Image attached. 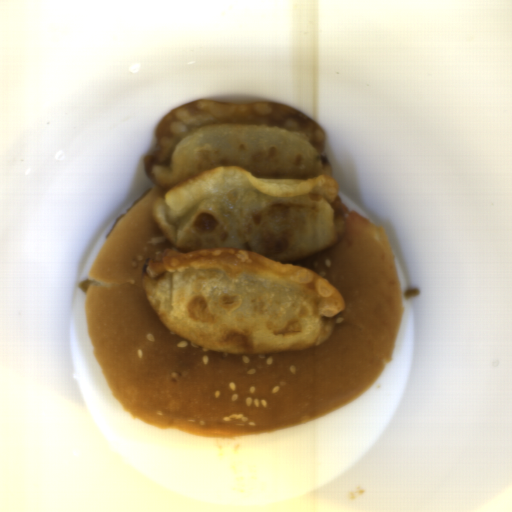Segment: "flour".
Listing matches in <instances>:
<instances>
[{
    "label": "flour",
    "mask_w": 512,
    "mask_h": 512,
    "mask_svg": "<svg viewBox=\"0 0 512 512\" xmlns=\"http://www.w3.org/2000/svg\"><path fill=\"white\" fill-rule=\"evenodd\" d=\"M143 158L153 219L172 247L144 293L176 335L229 354L295 352L333 332L343 298L292 262L335 247L349 208L323 128L271 101L194 100L157 124Z\"/></svg>",
    "instance_id": "obj_1"
}]
</instances>
